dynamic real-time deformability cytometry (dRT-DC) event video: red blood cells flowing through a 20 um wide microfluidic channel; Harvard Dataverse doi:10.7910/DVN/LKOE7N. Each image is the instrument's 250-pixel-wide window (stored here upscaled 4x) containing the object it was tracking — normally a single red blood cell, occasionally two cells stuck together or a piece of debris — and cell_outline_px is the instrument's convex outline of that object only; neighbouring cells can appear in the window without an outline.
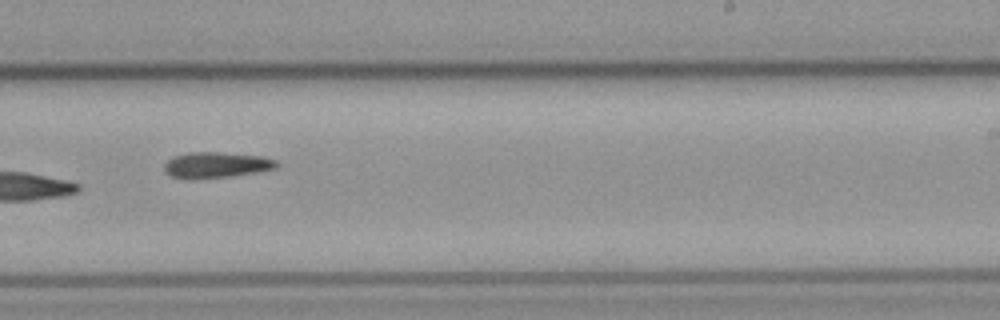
{"species": "common noctule bat (a hibernating species)", "species_latin": "Nyctalus noctula", "temperature_condition": "cold", "stored_images_in_passage": 11, "camera_frame_rate_fps": 3000, "um_per_image_px": 0.085, "animal": {"sex": "male", "body_mass_g": 23.1, "forearm_length_mm": 52.7}, "frame": {"image": 1, "passage_image": 10, "time_ms": 3.0, "image_size_px": [1000, 320], "cell_outline_px": [[280, 164], [276, 168], [228, 176], [192, 180], [172, 176], [164, 172], [164, 164], [172, 156], [188, 152], [220, 152], [260, 156], [276, 160]], "centroid_in_image_um": [18.32, 14.02], "position_along_channel_um": 270.7, "area_um2": 16.88}}
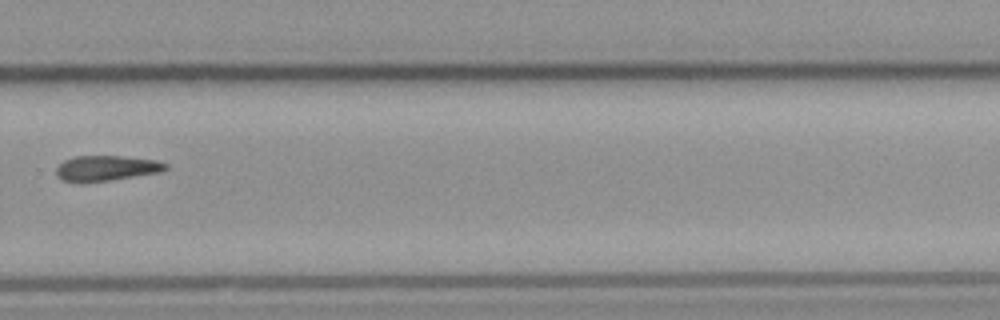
{"frame": {"image": 2, "passage_image": 11, "time_ms": 3.333, "image_size_px": [1000, 320], "cell_outline_px": [[168, 168], [160, 172], [108, 180], [64, 180], [56, 172], [56, 168], [64, 160], [72, 156], [120, 156], [156, 160], [168, 164]], "centroid_in_image_um": [9.1, 14.25], "position_along_channel_um": 320.7, "area_um2": 15.49}}